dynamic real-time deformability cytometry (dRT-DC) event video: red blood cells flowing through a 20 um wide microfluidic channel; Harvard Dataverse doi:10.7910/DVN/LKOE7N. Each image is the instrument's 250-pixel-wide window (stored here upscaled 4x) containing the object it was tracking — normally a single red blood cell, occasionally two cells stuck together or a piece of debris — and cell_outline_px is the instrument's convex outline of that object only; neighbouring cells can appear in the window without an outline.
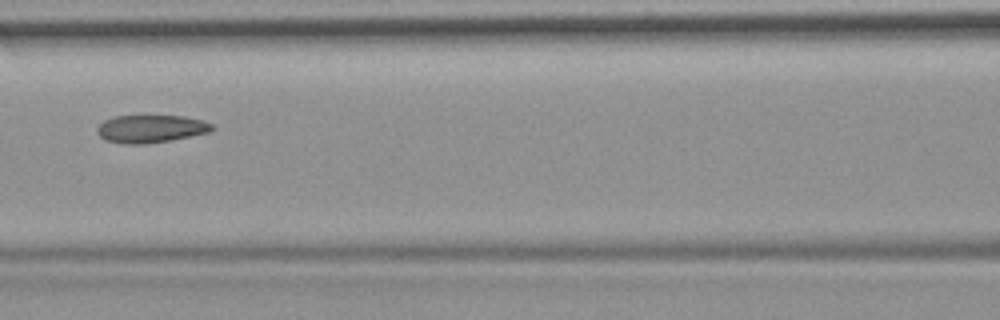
{"species": "common noctule bat (a hibernating species)", "species_latin": "Nyctalus noctula", "temperature_condition": "room temperature", "stored_images_in_passage": 5, "camera_frame_rate_fps": 3000, "um_per_image_px": 0.085, "animal": {"sex": "female", "body_mass_g": 19.9}, "frame": {"image": 1, "passage_image": 5, "time_ms": 1.333, "image_size_px": [1000, 320], "cell_outline_px": [[216, 128], [208, 132], [172, 140], [144, 144], [124, 144], [104, 140], [96, 132], [96, 128], [104, 120], [116, 116], [184, 116], [204, 120], [212, 124]], "centroid_in_image_um": [12.81, 10.95], "position_along_channel_um": 153.8, "area_um2": 18.67}}